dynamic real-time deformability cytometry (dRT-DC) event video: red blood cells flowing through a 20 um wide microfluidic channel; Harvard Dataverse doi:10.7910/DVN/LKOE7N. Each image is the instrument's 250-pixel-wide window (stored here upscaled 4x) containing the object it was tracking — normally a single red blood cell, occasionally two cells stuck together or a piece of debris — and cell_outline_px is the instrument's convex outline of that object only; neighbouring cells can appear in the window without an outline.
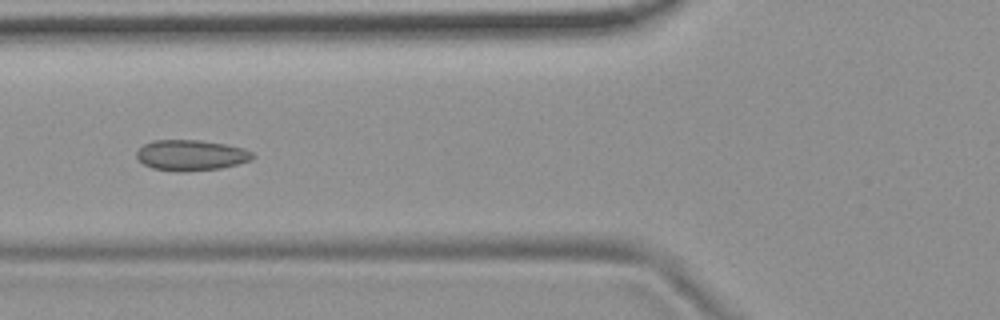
{"species": "common noctule bat (a hibernating species)", "species_latin": "Nyctalus noctula", "temperature_condition": "room temperature", "stored_images_in_passage": 14, "camera_frame_rate_fps": 3000, "um_per_image_px": 0.085, "animal": {"sex": "female", "body_mass_g": 19.9}, "frame": {"image": 1, "passage_image": 5, "time_ms": 1.333, "image_size_px": [1000, 320], "cell_outline_px": [[256, 156], [252, 160], [220, 168], [184, 172], [180, 172], [152, 168], [144, 164], [136, 156], [136, 152], [144, 144], [152, 140], [200, 140], [224, 144], [244, 148], [252, 152]], "centroid_in_image_um": [16.24, 13.19], "position_along_channel_um": 109.6, "area_um2": 20.75}}